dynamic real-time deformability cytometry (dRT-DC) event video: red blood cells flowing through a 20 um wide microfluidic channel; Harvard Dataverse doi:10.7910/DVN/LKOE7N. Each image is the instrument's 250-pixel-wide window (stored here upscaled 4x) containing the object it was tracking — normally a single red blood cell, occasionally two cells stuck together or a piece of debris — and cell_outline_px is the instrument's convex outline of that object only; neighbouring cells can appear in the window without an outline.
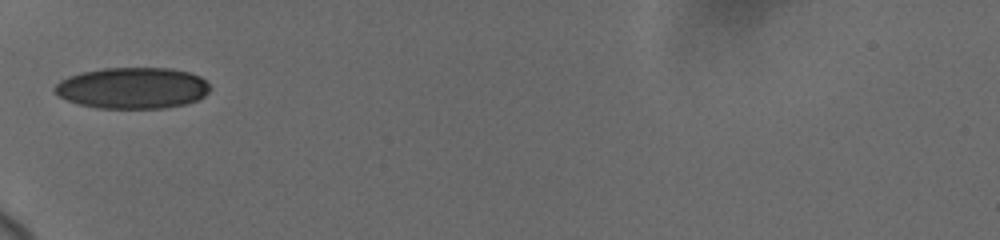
{"species": "human", "species_latin": "Homo sapiens", "temperature_condition": "cold", "stored_images_in_passage": 51, "camera_frame_rate_fps": 3000, "um_per_image_px": 0.085, "donor": {"sex": "female"}, "frame": {"image": 1, "passage_image": 1, "time_ms": 0.0, "image_size_px": [1000, 240], "cell_outline_px": [[212, 88], [204, 96], [196, 100], [184, 104], [164, 108], [96, 108], [80, 104], [68, 100], [52, 92], [52, 88], [60, 80], [68, 76], [84, 72], [104, 68], [172, 68], [188, 72], [200, 76]], "centroid_in_image_um": [11.25, 7.48], "position_along_channel_um": 73.7, "area_um2": 37.34}}
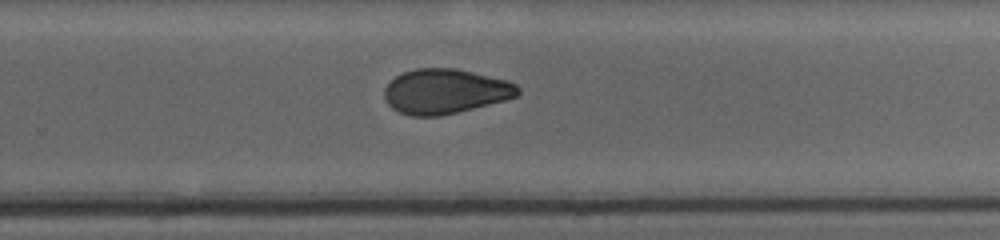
{"frame": {"image": 2, "passage_image": 26, "time_ms": 6.0, "image_size_px": [1000, 240], "cell_outline_px": [[520, 92], [516, 96], [504, 100], [440, 116], [412, 116], [400, 112], [392, 108], [388, 104], [384, 96], [384, 88], [396, 76], [404, 72], [416, 68], [452, 68], [472, 72], [508, 80], [516, 84], [520, 88]], "centroid_in_image_um": [37.83, 7.76], "position_along_channel_um": 292.0, "area_um2": 34.56}}
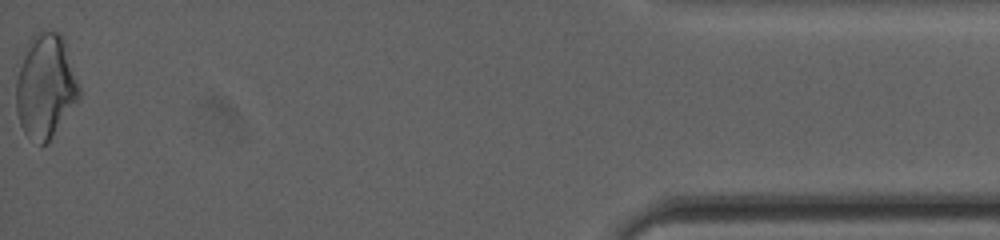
{"frame": {"image": 3, "passage_image": 51, "time_ms": 11.667, "image_size_px": [1000, 240], "cell_outline_px": [[80, 100], [48, 140], [44, 144], [40, 144], [28, 136], [24, 132], [20, 124], [16, 112], [16, 80], [28, 40], [36, 32], [60, 32], [64, 40], [80, 88]], "centroid_in_image_um": [3.87, 7.33], "position_along_channel_um": 431.3, "area_um2": 37.86}, "authors_computed_cell_mechanics": {"area_um2": 35.836, "velocity_mm_per_s": 3.6904, "shape_relaxation_time_tau1_ms": 10.302, "shape_relaxation_time_tau2_ms": 3.0151, "deformation_change_tau1": 0.1747, "deformation_change_tau2": 0.0694}}